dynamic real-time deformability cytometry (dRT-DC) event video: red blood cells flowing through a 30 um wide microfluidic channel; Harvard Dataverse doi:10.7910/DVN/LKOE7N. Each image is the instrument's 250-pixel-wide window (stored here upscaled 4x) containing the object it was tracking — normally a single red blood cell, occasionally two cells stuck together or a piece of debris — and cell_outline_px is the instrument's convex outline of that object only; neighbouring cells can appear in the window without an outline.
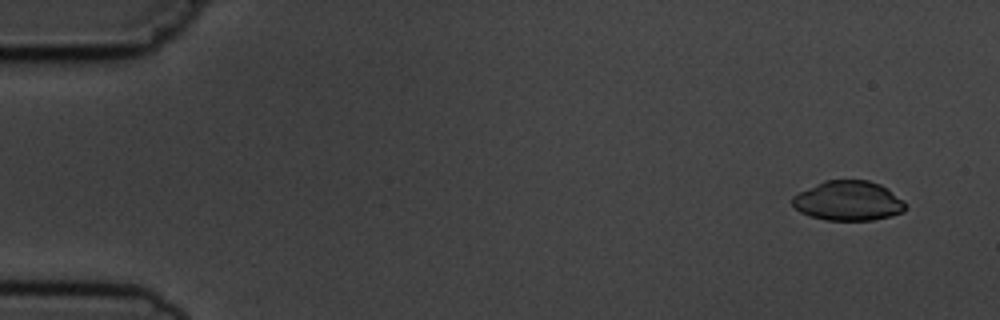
{"species": "common noctule bat (a hibernating species)", "species_latin": "Nyctalus noctula", "temperature_condition": "cold", "stored_images_in_passage": 5, "segment_of_instrument_passage": [2, 2], "camera_frame_rate_fps": 3000, "um_per_image_px": 0.085, "animal": {"sex": "male", "body_mass_g": 19.5, "forearm_length_mm": 54.6}, "frame": {"image": 1, "passage_image": 5, "time_ms": 4.667, "image_size_px": [1000, 320], "cell_outline_px": [[904, 212], [872, 220], [824, 220], [808, 216], [800, 212], [792, 204], [792, 196], [824, 180], [868, 180], [880, 184], [904, 200]], "centroid_in_image_um": [72.08, 17.07], "position_along_channel_um": 12.9, "area_um2": 26.07}}